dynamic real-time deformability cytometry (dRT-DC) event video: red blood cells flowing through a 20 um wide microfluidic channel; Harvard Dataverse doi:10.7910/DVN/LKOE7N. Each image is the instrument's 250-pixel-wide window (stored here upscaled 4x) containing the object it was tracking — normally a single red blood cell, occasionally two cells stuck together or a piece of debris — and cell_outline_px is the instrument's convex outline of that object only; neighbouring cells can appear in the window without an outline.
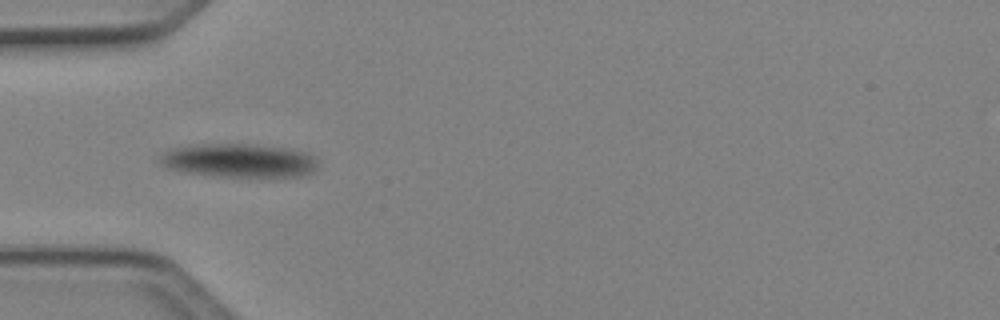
{"species": "Egyptian fruit bat (a non-hibernating species)", "species_latin": "Rousettus aegyptiacus", "temperature_condition": "cold", "stored_images_in_passage": 6, "camera_frame_rate_fps": 3000, "um_per_image_px": 0.085, "animal": {"sex": "female"}, "frame": {"image": 1, "passage_image": 5, "time_ms": 1.333, "image_size_px": [1000, 320], "cell_outline_px": [[320, 164], [312, 172], [300, 176], [216, 176], [184, 172], [164, 168], [156, 160], [160, 152], [172, 148], [196, 144], [252, 144], [284, 148], [304, 152], [320, 160]], "centroid_in_image_um": [20.23, 13.64], "position_along_channel_um": 64.8, "area_um2": 31.33}}